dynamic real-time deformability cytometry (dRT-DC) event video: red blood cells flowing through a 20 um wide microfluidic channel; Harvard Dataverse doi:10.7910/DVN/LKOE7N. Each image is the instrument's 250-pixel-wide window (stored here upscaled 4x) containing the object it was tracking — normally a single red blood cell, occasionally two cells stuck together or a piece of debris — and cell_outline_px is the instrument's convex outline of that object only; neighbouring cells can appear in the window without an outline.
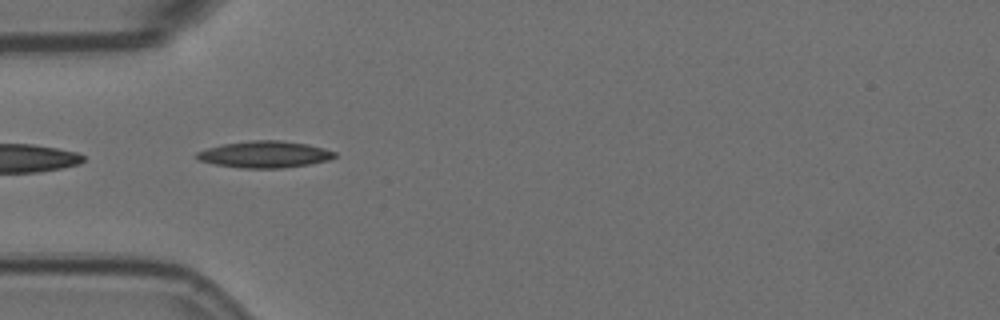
{"species": "Egyptian fruit bat (a non-hibernating species)", "species_latin": "Rousettus aegyptiacus", "temperature_condition": "room temperature", "stored_images_in_passage": 7, "camera_frame_rate_fps": 3000, "um_per_image_px": 0.085, "animal": {"sex": "female"}, "frame": {"image": 1, "passage_image": 6, "time_ms": 1.667, "image_size_px": [1000, 320], "cell_outline_px": [[336, 156], [328, 160], [308, 164], [284, 168], [240, 168], [216, 164], [200, 160], [196, 156], [196, 152], [208, 148], [224, 144], [252, 140], [280, 140], [304, 144], [336, 152]], "centroid_in_image_um": [22.48, 13.13], "position_along_channel_um": 62.5, "area_um2": 21.04}}
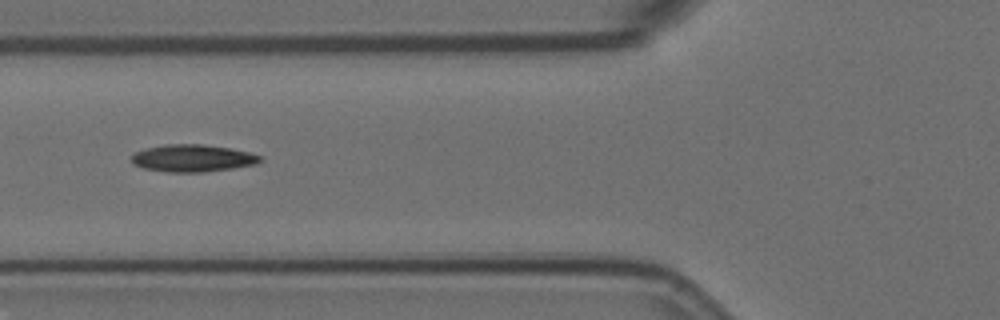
{"frame": {"image": 2, "passage_image": 7, "time_ms": 2.0, "image_size_px": [1000, 320], "cell_outline_px": [[264, 160], [256, 164], [232, 168], [204, 172], [168, 172], [144, 168], [132, 164], [132, 156], [136, 152], [148, 148], [164, 144], [204, 144], [228, 148], [248, 152], [260, 156]], "centroid_in_image_um": [16.38, 13.45], "position_along_channel_um": 109.4, "area_um2": 20.29}}